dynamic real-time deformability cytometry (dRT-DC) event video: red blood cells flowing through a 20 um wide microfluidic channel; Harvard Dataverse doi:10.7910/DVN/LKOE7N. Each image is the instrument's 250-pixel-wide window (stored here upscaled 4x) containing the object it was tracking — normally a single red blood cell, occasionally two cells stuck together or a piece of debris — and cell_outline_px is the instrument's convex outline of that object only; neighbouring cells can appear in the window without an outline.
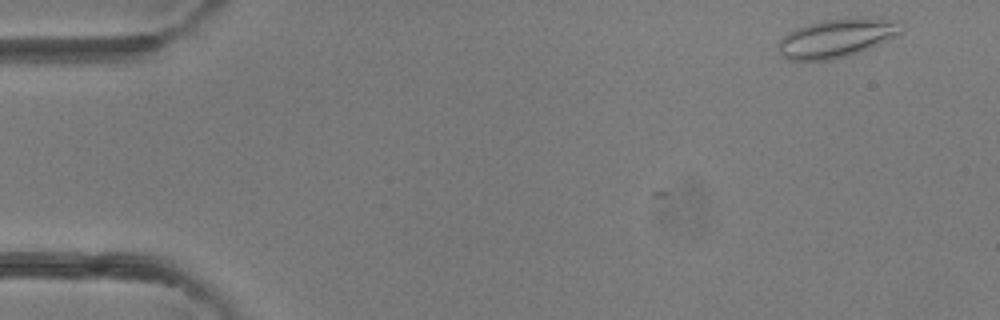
{"species": "common noctule bat (a hibernating species)", "species_latin": "Nyctalus noctula", "temperature_condition": "room temperature", "stored_images_in_passage": 2, "camera_frame_rate_fps": 3000, "um_per_image_px": 0.085, "animal": {"sex": "female"}, "frame": {"image": 1, "passage_image": 2, "time_ms": 0.333, "image_size_px": [1000, 320], "cell_outline_px": [[904, 28], [900, 32], [868, 48], [848, 56], [832, 60], [788, 60], [780, 52], [780, 40], [788, 32], [796, 28], [808, 24], [824, 20], [848, 16], [860, 16], [896, 20], [904, 24]], "centroid_in_image_um": [71.14, 3.2], "position_along_channel_um": 13.9, "area_um2": 27.57}}